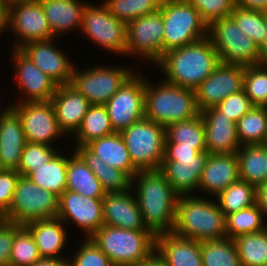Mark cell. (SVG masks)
<instances>
[{
	"label": "cell",
	"instance_id": "1",
	"mask_svg": "<svg viewBox=\"0 0 267 266\" xmlns=\"http://www.w3.org/2000/svg\"><path fill=\"white\" fill-rule=\"evenodd\" d=\"M131 188L139 204L147 230L155 236L171 233L176 219L179 195L163 173L157 170H139L131 178Z\"/></svg>",
	"mask_w": 267,
	"mask_h": 266
},
{
	"label": "cell",
	"instance_id": "2",
	"mask_svg": "<svg viewBox=\"0 0 267 266\" xmlns=\"http://www.w3.org/2000/svg\"><path fill=\"white\" fill-rule=\"evenodd\" d=\"M221 63L208 36L186 46L164 53L156 66L164 80L195 90Z\"/></svg>",
	"mask_w": 267,
	"mask_h": 266
},
{
	"label": "cell",
	"instance_id": "3",
	"mask_svg": "<svg viewBox=\"0 0 267 266\" xmlns=\"http://www.w3.org/2000/svg\"><path fill=\"white\" fill-rule=\"evenodd\" d=\"M172 232L198 242L221 240L227 238L225 215L213 199L196 194L179 196Z\"/></svg>",
	"mask_w": 267,
	"mask_h": 266
},
{
	"label": "cell",
	"instance_id": "4",
	"mask_svg": "<svg viewBox=\"0 0 267 266\" xmlns=\"http://www.w3.org/2000/svg\"><path fill=\"white\" fill-rule=\"evenodd\" d=\"M161 80L155 85L145 78L144 118L166 127L170 123L194 118L200 113L195 90Z\"/></svg>",
	"mask_w": 267,
	"mask_h": 266
},
{
	"label": "cell",
	"instance_id": "5",
	"mask_svg": "<svg viewBox=\"0 0 267 266\" xmlns=\"http://www.w3.org/2000/svg\"><path fill=\"white\" fill-rule=\"evenodd\" d=\"M90 238L114 266H135L156 250V236L150 231L103 225Z\"/></svg>",
	"mask_w": 267,
	"mask_h": 266
},
{
	"label": "cell",
	"instance_id": "6",
	"mask_svg": "<svg viewBox=\"0 0 267 266\" xmlns=\"http://www.w3.org/2000/svg\"><path fill=\"white\" fill-rule=\"evenodd\" d=\"M163 55L208 36V24L188 0H163Z\"/></svg>",
	"mask_w": 267,
	"mask_h": 266
},
{
	"label": "cell",
	"instance_id": "7",
	"mask_svg": "<svg viewBox=\"0 0 267 266\" xmlns=\"http://www.w3.org/2000/svg\"><path fill=\"white\" fill-rule=\"evenodd\" d=\"M59 196L20 175L9 210L1 219L25 225L34 220L56 218Z\"/></svg>",
	"mask_w": 267,
	"mask_h": 266
},
{
	"label": "cell",
	"instance_id": "8",
	"mask_svg": "<svg viewBox=\"0 0 267 266\" xmlns=\"http://www.w3.org/2000/svg\"><path fill=\"white\" fill-rule=\"evenodd\" d=\"M138 170L160 169L165 149V127L147 118L120 132Z\"/></svg>",
	"mask_w": 267,
	"mask_h": 266
},
{
	"label": "cell",
	"instance_id": "9",
	"mask_svg": "<svg viewBox=\"0 0 267 266\" xmlns=\"http://www.w3.org/2000/svg\"><path fill=\"white\" fill-rule=\"evenodd\" d=\"M208 37L221 63L258 65L259 46L241 31L231 16L212 21L208 25Z\"/></svg>",
	"mask_w": 267,
	"mask_h": 266
},
{
	"label": "cell",
	"instance_id": "10",
	"mask_svg": "<svg viewBox=\"0 0 267 266\" xmlns=\"http://www.w3.org/2000/svg\"><path fill=\"white\" fill-rule=\"evenodd\" d=\"M74 66L70 85L86 97L91 105H105L125 81L136 72L132 66L97 65L77 69ZM134 70V71H133Z\"/></svg>",
	"mask_w": 267,
	"mask_h": 266
},
{
	"label": "cell",
	"instance_id": "11",
	"mask_svg": "<svg viewBox=\"0 0 267 266\" xmlns=\"http://www.w3.org/2000/svg\"><path fill=\"white\" fill-rule=\"evenodd\" d=\"M164 24L160 10L126 24L125 56H137L157 64L163 57Z\"/></svg>",
	"mask_w": 267,
	"mask_h": 266
},
{
	"label": "cell",
	"instance_id": "12",
	"mask_svg": "<svg viewBox=\"0 0 267 266\" xmlns=\"http://www.w3.org/2000/svg\"><path fill=\"white\" fill-rule=\"evenodd\" d=\"M80 32L109 53L125 55L126 24L110 14L103 3L98 6L87 4Z\"/></svg>",
	"mask_w": 267,
	"mask_h": 266
},
{
	"label": "cell",
	"instance_id": "13",
	"mask_svg": "<svg viewBox=\"0 0 267 266\" xmlns=\"http://www.w3.org/2000/svg\"><path fill=\"white\" fill-rule=\"evenodd\" d=\"M8 29L15 34L12 48L16 49L29 42L55 38L39 0L9 2Z\"/></svg>",
	"mask_w": 267,
	"mask_h": 266
},
{
	"label": "cell",
	"instance_id": "14",
	"mask_svg": "<svg viewBox=\"0 0 267 266\" xmlns=\"http://www.w3.org/2000/svg\"><path fill=\"white\" fill-rule=\"evenodd\" d=\"M145 76L133 73L105 104L114 132L144 118Z\"/></svg>",
	"mask_w": 267,
	"mask_h": 266
},
{
	"label": "cell",
	"instance_id": "15",
	"mask_svg": "<svg viewBox=\"0 0 267 266\" xmlns=\"http://www.w3.org/2000/svg\"><path fill=\"white\" fill-rule=\"evenodd\" d=\"M13 110L21 118L26 142L54 147L56 140L65 136L58 127L51 101L15 102Z\"/></svg>",
	"mask_w": 267,
	"mask_h": 266
},
{
	"label": "cell",
	"instance_id": "16",
	"mask_svg": "<svg viewBox=\"0 0 267 266\" xmlns=\"http://www.w3.org/2000/svg\"><path fill=\"white\" fill-rule=\"evenodd\" d=\"M103 198L86 197L74 191L65 190L59 196L57 217L65 224L79 227L84 237H91L103 225Z\"/></svg>",
	"mask_w": 267,
	"mask_h": 266
},
{
	"label": "cell",
	"instance_id": "17",
	"mask_svg": "<svg viewBox=\"0 0 267 266\" xmlns=\"http://www.w3.org/2000/svg\"><path fill=\"white\" fill-rule=\"evenodd\" d=\"M245 66L220 63L196 89V103L201 112L215 107L223 99L243 89Z\"/></svg>",
	"mask_w": 267,
	"mask_h": 266
},
{
	"label": "cell",
	"instance_id": "18",
	"mask_svg": "<svg viewBox=\"0 0 267 266\" xmlns=\"http://www.w3.org/2000/svg\"><path fill=\"white\" fill-rule=\"evenodd\" d=\"M12 51L16 86L24 97L17 102L51 101L58 85L20 49L12 48Z\"/></svg>",
	"mask_w": 267,
	"mask_h": 266
},
{
	"label": "cell",
	"instance_id": "19",
	"mask_svg": "<svg viewBox=\"0 0 267 266\" xmlns=\"http://www.w3.org/2000/svg\"><path fill=\"white\" fill-rule=\"evenodd\" d=\"M53 39L29 42L20 50L58 86L69 85L72 79L74 64L54 45Z\"/></svg>",
	"mask_w": 267,
	"mask_h": 266
},
{
	"label": "cell",
	"instance_id": "20",
	"mask_svg": "<svg viewBox=\"0 0 267 266\" xmlns=\"http://www.w3.org/2000/svg\"><path fill=\"white\" fill-rule=\"evenodd\" d=\"M133 194L132 188L123 192H107L105 194L102 199L104 225L128 230L149 231L143 223L138 201Z\"/></svg>",
	"mask_w": 267,
	"mask_h": 266
},
{
	"label": "cell",
	"instance_id": "21",
	"mask_svg": "<svg viewBox=\"0 0 267 266\" xmlns=\"http://www.w3.org/2000/svg\"><path fill=\"white\" fill-rule=\"evenodd\" d=\"M9 103L0 113V166L2 170L17 171L26 143L19 115Z\"/></svg>",
	"mask_w": 267,
	"mask_h": 266
},
{
	"label": "cell",
	"instance_id": "22",
	"mask_svg": "<svg viewBox=\"0 0 267 266\" xmlns=\"http://www.w3.org/2000/svg\"><path fill=\"white\" fill-rule=\"evenodd\" d=\"M205 127L206 148L210 154H234L241 147L236 122L215 107L200 112Z\"/></svg>",
	"mask_w": 267,
	"mask_h": 266
},
{
	"label": "cell",
	"instance_id": "23",
	"mask_svg": "<svg viewBox=\"0 0 267 266\" xmlns=\"http://www.w3.org/2000/svg\"><path fill=\"white\" fill-rule=\"evenodd\" d=\"M209 155L206 151L194 159H163L159 170L179 196L195 195Z\"/></svg>",
	"mask_w": 267,
	"mask_h": 266
},
{
	"label": "cell",
	"instance_id": "24",
	"mask_svg": "<svg viewBox=\"0 0 267 266\" xmlns=\"http://www.w3.org/2000/svg\"><path fill=\"white\" fill-rule=\"evenodd\" d=\"M51 103L55 110L58 127L65 137L77 132L91 105L86 97L70 84L57 86Z\"/></svg>",
	"mask_w": 267,
	"mask_h": 266
},
{
	"label": "cell",
	"instance_id": "25",
	"mask_svg": "<svg viewBox=\"0 0 267 266\" xmlns=\"http://www.w3.org/2000/svg\"><path fill=\"white\" fill-rule=\"evenodd\" d=\"M238 159L234 154H210L202 171L199 190L216 198L229 185L239 180Z\"/></svg>",
	"mask_w": 267,
	"mask_h": 266
},
{
	"label": "cell",
	"instance_id": "26",
	"mask_svg": "<svg viewBox=\"0 0 267 266\" xmlns=\"http://www.w3.org/2000/svg\"><path fill=\"white\" fill-rule=\"evenodd\" d=\"M65 224L58 217L34 220L24 226L33 236L41 258L67 260L69 257L60 256L66 247L68 239Z\"/></svg>",
	"mask_w": 267,
	"mask_h": 266
},
{
	"label": "cell",
	"instance_id": "27",
	"mask_svg": "<svg viewBox=\"0 0 267 266\" xmlns=\"http://www.w3.org/2000/svg\"><path fill=\"white\" fill-rule=\"evenodd\" d=\"M156 251L167 266H202L201 242L173 232L156 236Z\"/></svg>",
	"mask_w": 267,
	"mask_h": 266
},
{
	"label": "cell",
	"instance_id": "28",
	"mask_svg": "<svg viewBox=\"0 0 267 266\" xmlns=\"http://www.w3.org/2000/svg\"><path fill=\"white\" fill-rule=\"evenodd\" d=\"M48 20L53 36L81 30L86 1L79 0H39ZM64 33V34H63Z\"/></svg>",
	"mask_w": 267,
	"mask_h": 266
},
{
	"label": "cell",
	"instance_id": "29",
	"mask_svg": "<svg viewBox=\"0 0 267 266\" xmlns=\"http://www.w3.org/2000/svg\"><path fill=\"white\" fill-rule=\"evenodd\" d=\"M86 147L106 164L124 171L130 178L139 171L131 161L120 132L93 140Z\"/></svg>",
	"mask_w": 267,
	"mask_h": 266
},
{
	"label": "cell",
	"instance_id": "30",
	"mask_svg": "<svg viewBox=\"0 0 267 266\" xmlns=\"http://www.w3.org/2000/svg\"><path fill=\"white\" fill-rule=\"evenodd\" d=\"M74 148V151L98 178L106 193L123 192L131 188V178L124 171L106 164L86 146Z\"/></svg>",
	"mask_w": 267,
	"mask_h": 266
},
{
	"label": "cell",
	"instance_id": "31",
	"mask_svg": "<svg viewBox=\"0 0 267 266\" xmlns=\"http://www.w3.org/2000/svg\"><path fill=\"white\" fill-rule=\"evenodd\" d=\"M66 190L91 198H103L106 194L98 178L75 151L67 155Z\"/></svg>",
	"mask_w": 267,
	"mask_h": 266
},
{
	"label": "cell",
	"instance_id": "32",
	"mask_svg": "<svg viewBox=\"0 0 267 266\" xmlns=\"http://www.w3.org/2000/svg\"><path fill=\"white\" fill-rule=\"evenodd\" d=\"M239 178L255 188L267 181V146L242 145L236 153Z\"/></svg>",
	"mask_w": 267,
	"mask_h": 266
},
{
	"label": "cell",
	"instance_id": "33",
	"mask_svg": "<svg viewBox=\"0 0 267 266\" xmlns=\"http://www.w3.org/2000/svg\"><path fill=\"white\" fill-rule=\"evenodd\" d=\"M26 177L40 188L60 196L67 187V155L58 150L50 161L33 168Z\"/></svg>",
	"mask_w": 267,
	"mask_h": 266
},
{
	"label": "cell",
	"instance_id": "34",
	"mask_svg": "<svg viewBox=\"0 0 267 266\" xmlns=\"http://www.w3.org/2000/svg\"><path fill=\"white\" fill-rule=\"evenodd\" d=\"M165 143H178L179 147L196 148L206 152L205 127L201 113L194 118L170 123L165 127Z\"/></svg>",
	"mask_w": 267,
	"mask_h": 266
},
{
	"label": "cell",
	"instance_id": "35",
	"mask_svg": "<svg viewBox=\"0 0 267 266\" xmlns=\"http://www.w3.org/2000/svg\"><path fill=\"white\" fill-rule=\"evenodd\" d=\"M114 133L105 105H90L82 124L74 134V146H86L93 140Z\"/></svg>",
	"mask_w": 267,
	"mask_h": 266
},
{
	"label": "cell",
	"instance_id": "36",
	"mask_svg": "<svg viewBox=\"0 0 267 266\" xmlns=\"http://www.w3.org/2000/svg\"><path fill=\"white\" fill-rule=\"evenodd\" d=\"M227 238L257 233L267 228V223L257 204L225 216Z\"/></svg>",
	"mask_w": 267,
	"mask_h": 266
},
{
	"label": "cell",
	"instance_id": "37",
	"mask_svg": "<svg viewBox=\"0 0 267 266\" xmlns=\"http://www.w3.org/2000/svg\"><path fill=\"white\" fill-rule=\"evenodd\" d=\"M241 266H267V228L233 239Z\"/></svg>",
	"mask_w": 267,
	"mask_h": 266
},
{
	"label": "cell",
	"instance_id": "38",
	"mask_svg": "<svg viewBox=\"0 0 267 266\" xmlns=\"http://www.w3.org/2000/svg\"><path fill=\"white\" fill-rule=\"evenodd\" d=\"M255 194L256 188L254 186L239 179L216 196V201L226 216L256 204Z\"/></svg>",
	"mask_w": 267,
	"mask_h": 266
},
{
	"label": "cell",
	"instance_id": "39",
	"mask_svg": "<svg viewBox=\"0 0 267 266\" xmlns=\"http://www.w3.org/2000/svg\"><path fill=\"white\" fill-rule=\"evenodd\" d=\"M240 145L263 144L267 128V107H253L236 122Z\"/></svg>",
	"mask_w": 267,
	"mask_h": 266
},
{
	"label": "cell",
	"instance_id": "40",
	"mask_svg": "<svg viewBox=\"0 0 267 266\" xmlns=\"http://www.w3.org/2000/svg\"><path fill=\"white\" fill-rule=\"evenodd\" d=\"M202 266H241L233 239L201 242Z\"/></svg>",
	"mask_w": 267,
	"mask_h": 266
},
{
	"label": "cell",
	"instance_id": "41",
	"mask_svg": "<svg viewBox=\"0 0 267 266\" xmlns=\"http://www.w3.org/2000/svg\"><path fill=\"white\" fill-rule=\"evenodd\" d=\"M163 0H103L110 14L127 24L140 16L158 11Z\"/></svg>",
	"mask_w": 267,
	"mask_h": 266
},
{
	"label": "cell",
	"instance_id": "42",
	"mask_svg": "<svg viewBox=\"0 0 267 266\" xmlns=\"http://www.w3.org/2000/svg\"><path fill=\"white\" fill-rule=\"evenodd\" d=\"M41 259L35 240L22 225L15 233L9 266H33Z\"/></svg>",
	"mask_w": 267,
	"mask_h": 266
},
{
	"label": "cell",
	"instance_id": "43",
	"mask_svg": "<svg viewBox=\"0 0 267 266\" xmlns=\"http://www.w3.org/2000/svg\"><path fill=\"white\" fill-rule=\"evenodd\" d=\"M243 90L254 107H267V67L245 66Z\"/></svg>",
	"mask_w": 267,
	"mask_h": 266
},
{
	"label": "cell",
	"instance_id": "44",
	"mask_svg": "<svg viewBox=\"0 0 267 266\" xmlns=\"http://www.w3.org/2000/svg\"><path fill=\"white\" fill-rule=\"evenodd\" d=\"M230 16L235 20L241 31L258 46L265 42L264 12L235 6Z\"/></svg>",
	"mask_w": 267,
	"mask_h": 266
},
{
	"label": "cell",
	"instance_id": "45",
	"mask_svg": "<svg viewBox=\"0 0 267 266\" xmlns=\"http://www.w3.org/2000/svg\"><path fill=\"white\" fill-rule=\"evenodd\" d=\"M56 148L58 147H51L41 143L26 142L17 171L22 176H27L30 172H33V168H38L50 161V159L58 152Z\"/></svg>",
	"mask_w": 267,
	"mask_h": 266
},
{
	"label": "cell",
	"instance_id": "46",
	"mask_svg": "<svg viewBox=\"0 0 267 266\" xmlns=\"http://www.w3.org/2000/svg\"><path fill=\"white\" fill-rule=\"evenodd\" d=\"M83 242L73 258L67 259L68 266H114L90 237Z\"/></svg>",
	"mask_w": 267,
	"mask_h": 266
},
{
	"label": "cell",
	"instance_id": "47",
	"mask_svg": "<svg viewBox=\"0 0 267 266\" xmlns=\"http://www.w3.org/2000/svg\"><path fill=\"white\" fill-rule=\"evenodd\" d=\"M209 25L217 19L229 17L235 7V0H188Z\"/></svg>",
	"mask_w": 267,
	"mask_h": 266
},
{
	"label": "cell",
	"instance_id": "48",
	"mask_svg": "<svg viewBox=\"0 0 267 266\" xmlns=\"http://www.w3.org/2000/svg\"><path fill=\"white\" fill-rule=\"evenodd\" d=\"M253 107L251 100L243 89L223 99L215 106L220 113L234 122L240 120Z\"/></svg>",
	"mask_w": 267,
	"mask_h": 266
},
{
	"label": "cell",
	"instance_id": "49",
	"mask_svg": "<svg viewBox=\"0 0 267 266\" xmlns=\"http://www.w3.org/2000/svg\"><path fill=\"white\" fill-rule=\"evenodd\" d=\"M20 175L18 171H0V218L11 206L13 194Z\"/></svg>",
	"mask_w": 267,
	"mask_h": 266
},
{
	"label": "cell",
	"instance_id": "50",
	"mask_svg": "<svg viewBox=\"0 0 267 266\" xmlns=\"http://www.w3.org/2000/svg\"><path fill=\"white\" fill-rule=\"evenodd\" d=\"M21 226L0 218V266H9L14 233Z\"/></svg>",
	"mask_w": 267,
	"mask_h": 266
},
{
	"label": "cell",
	"instance_id": "51",
	"mask_svg": "<svg viewBox=\"0 0 267 266\" xmlns=\"http://www.w3.org/2000/svg\"><path fill=\"white\" fill-rule=\"evenodd\" d=\"M199 153L196 148L179 147L178 143H165L163 159H194Z\"/></svg>",
	"mask_w": 267,
	"mask_h": 266
},
{
	"label": "cell",
	"instance_id": "52",
	"mask_svg": "<svg viewBox=\"0 0 267 266\" xmlns=\"http://www.w3.org/2000/svg\"><path fill=\"white\" fill-rule=\"evenodd\" d=\"M235 6L247 10L267 12V0H235Z\"/></svg>",
	"mask_w": 267,
	"mask_h": 266
},
{
	"label": "cell",
	"instance_id": "53",
	"mask_svg": "<svg viewBox=\"0 0 267 266\" xmlns=\"http://www.w3.org/2000/svg\"><path fill=\"white\" fill-rule=\"evenodd\" d=\"M256 204L261 210L263 217H267V181L256 187Z\"/></svg>",
	"mask_w": 267,
	"mask_h": 266
},
{
	"label": "cell",
	"instance_id": "54",
	"mask_svg": "<svg viewBox=\"0 0 267 266\" xmlns=\"http://www.w3.org/2000/svg\"><path fill=\"white\" fill-rule=\"evenodd\" d=\"M9 0H0V36L8 31Z\"/></svg>",
	"mask_w": 267,
	"mask_h": 266
},
{
	"label": "cell",
	"instance_id": "55",
	"mask_svg": "<svg viewBox=\"0 0 267 266\" xmlns=\"http://www.w3.org/2000/svg\"><path fill=\"white\" fill-rule=\"evenodd\" d=\"M135 266H167L165 260L155 250L149 257Z\"/></svg>",
	"mask_w": 267,
	"mask_h": 266
},
{
	"label": "cell",
	"instance_id": "56",
	"mask_svg": "<svg viewBox=\"0 0 267 266\" xmlns=\"http://www.w3.org/2000/svg\"><path fill=\"white\" fill-rule=\"evenodd\" d=\"M265 42L259 46L258 64L265 65L267 63V12H264Z\"/></svg>",
	"mask_w": 267,
	"mask_h": 266
},
{
	"label": "cell",
	"instance_id": "57",
	"mask_svg": "<svg viewBox=\"0 0 267 266\" xmlns=\"http://www.w3.org/2000/svg\"><path fill=\"white\" fill-rule=\"evenodd\" d=\"M33 266H68L67 260L41 258Z\"/></svg>",
	"mask_w": 267,
	"mask_h": 266
},
{
	"label": "cell",
	"instance_id": "58",
	"mask_svg": "<svg viewBox=\"0 0 267 266\" xmlns=\"http://www.w3.org/2000/svg\"><path fill=\"white\" fill-rule=\"evenodd\" d=\"M262 145L267 146V128H266V134H265L264 141H263Z\"/></svg>",
	"mask_w": 267,
	"mask_h": 266
}]
</instances>
